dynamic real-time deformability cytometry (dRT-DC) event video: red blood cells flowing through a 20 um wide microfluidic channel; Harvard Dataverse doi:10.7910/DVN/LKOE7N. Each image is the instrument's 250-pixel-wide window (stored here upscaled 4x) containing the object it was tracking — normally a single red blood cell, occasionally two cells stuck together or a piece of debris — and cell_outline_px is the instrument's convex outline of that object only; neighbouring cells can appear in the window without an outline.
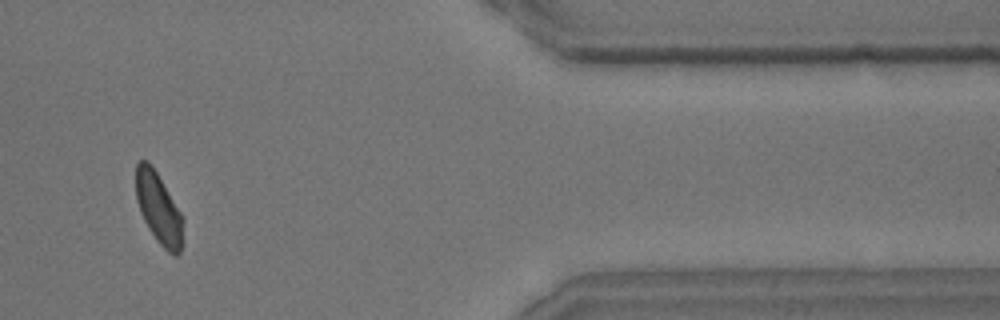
{"species": "common noctule bat (a hibernating species)", "species_latin": "Nyctalus noctula", "temperature_condition": "room temperature", "stored_images_in_passage": 12, "segment_of_instrument_passage": [1, 2], "camera_frame_rate_fps": 3000, "um_per_image_px": 0.085, "animal": {"sex": "male", "body_mass_g": 15.6}, "frame": {"image": 1, "passage_image": 9, "time_ms": 2.667, "image_size_px": [1000, 320], "cell_outline_px": [[184, 220], [180, 252], [176, 256], [172, 256], [156, 240], [148, 228], [140, 212], [136, 200], [136, 164], [140, 160], [148, 160], [156, 172], [180, 212]], "centroid_in_image_um": [13.47, 17.73], "position_along_channel_um": 397.9, "area_um2": 19.36}}